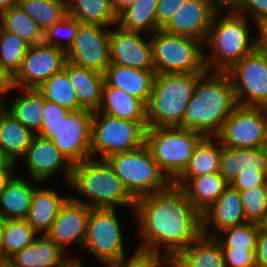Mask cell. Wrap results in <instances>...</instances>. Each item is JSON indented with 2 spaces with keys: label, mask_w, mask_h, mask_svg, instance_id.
I'll use <instances>...</instances> for the list:
<instances>
[{
  "label": "cell",
  "mask_w": 267,
  "mask_h": 267,
  "mask_svg": "<svg viewBox=\"0 0 267 267\" xmlns=\"http://www.w3.org/2000/svg\"><path fill=\"white\" fill-rule=\"evenodd\" d=\"M7 110L6 108V104L1 102L0 103V118H1V115Z\"/></svg>",
  "instance_id": "59"
},
{
  "label": "cell",
  "mask_w": 267,
  "mask_h": 267,
  "mask_svg": "<svg viewBox=\"0 0 267 267\" xmlns=\"http://www.w3.org/2000/svg\"><path fill=\"white\" fill-rule=\"evenodd\" d=\"M16 164L0 149V170H15Z\"/></svg>",
  "instance_id": "52"
},
{
  "label": "cell",
  "mask_w": 267,
  "mask_h": 267,
  "mask_svg": "<svg viewBox=\"0 0 267 267\" xmlns=\"http://www.w3.org/2000/svg\"><path fill=\"white\" fill-rule=\"evenodd\" d=\"M187 0H158L157 30L163 29Z\"/></svg>",
  "instance_id": "46"
},
{
  "label": "cell",
  "mask_w": 267,
  "mask_h": 267,
  "mask_svg": "<svg viewBox=\"0 0 267 267\" xmlns=\"http://www.w3.org/2000/svg\"><path fill=\"white\" fill-rule=\"evenodd\" d=\"M79 25L80 22L67 13L58 23L43 32V43L67 52L75 41ZM63 39H65V43L63 42Z\"/></svg>",
  "instance_id": "41"
},
{
  "label": "cell",
  "mask_w": 267,
  "mask_h": 267,
  "mask_svg": "<svg viewBox=\"0 0 267 267\" xmlns=\"http://www.w3.org/2000/svg\"><path fill=\"white\" fill-rule=\"evenodd\" d=\"M15 170H0V194L7 187L11 179L17 174Z\"/></svg>",
  "instance_id": "53"
},
{
  "label": "cell",
  "mask_w": 267,
  "mask_h": 267,
  "mask_svg": "<svg viewBox=\"0 0 267 267\" xmlns=\"http://www.w3.org/2000/svg\"><path fill=\"white\" fill-rule=\"evenodd\" d=\"M173 267H226L222 246L202 234L173 259Z\"/></svg>",
  "instance_id": "26"
},
{
  "label": "cell",
  "mask_w": 267,
  "mask_h": 267,
  "mask_svg": "<svg viewBox=\"0 0 267 267\" xmlns=\"http://www.w3.org/2000/svg\"><path fill=\"white\" fill-rule=\"evenodd\" d=\"M150 42L155 74L207 72L202 41L159 29Z\"/></svg>",
  "instance_id": "9"
},
{
  "label": "cell",
  "mask_w": 267,
  "mask_h": 267,
  "mask_svg": "<svg viewBox=\"0 0 267 267\" xmlns=\"http://www.w3.org/2000/svg\"><path fill=\"white\" fill-rule=\"evenodd\" d=\"M66 267H84V265L82 264L81 259L74 257L73 260Z\"/></svg>",
  "instance_id": "55"
},
{
  "label": "cell",
  "mask_w": 267,
  "mask_h": 267,
  "mask_svg": "<svg viewBox=\"0 0 267 267\" xmlns=\"http://www.w3.org/2000/svg\"><path fill=\"white\" fill-rule=\"evenodd\" d=\"M133 212L142 239L138 252L174 259L202 235V214L173 183L137 199Z\"/></svg>",
  "instance_id": "1"
},
{
  "label": "cell",
  "mask_w": 267,
  "mask_h": 267,
  "mask_svg": "<svg viewBox=\"0 0 267 267\" xmlns=\"http://www.w3.org/2000/svg\"><path fill=\"white\" fill-rule=\"evenodd\" d=\"M230 185L238 190H247L260 185H267V170H257V174H238Z\"/></svg>",
  "instance_id": "47"
},
{
  "label": "cell",
  "mask_w": 267,
  "mask_h": 267,
  "mask_svg": "<svg viewBox=\"0 0 267 267\" xmlns=\"http://www.w3.org/2000/svg\"><path fill=\"white\" fill-rule=\"evenodd\" d=\"M261 225L251 222L227 228L215 236L222 248L256 250L257 237ZM223 236V237H222ZM224 238V239H222Z\"/></svg>",
  "instance_id": "40"
},
{
  "label": "cell",
  "mask_w": 267,
  "mask_h": 267,
  "mask_svg": "<svg viewBox=\"0 0 267 267\" xmlns=\"http://www.w3.org/2000/svg\"><path fill=\"white\" fill-rule=\"evenodd\" d=\"M105 160L135 201L165 190L172 184L145 144L132 151L114 154Z\"/></svg>",
  "instance_id": "7"
},
{
  "label": "cell",
  "mask_w": 267,
  "mask_h": 267,
  "mask_svg": "<svg viewBox=\"0 0 267 267\" xmlns=\"http://www.w3.org/2000/svg\"><path fill=\"white\" fill-rule=\"evenodd\" d=\"M216 137L222 146L230 148H265L267 108L237 105Z\"/></svg>",
  "instance_id": "13"
},
{
  "label": "cell",
  "mask_w": 267,
  "mask_h": 267,
  "mask_svg": "<svg viewBox=\"0 0 267 267\" xmlns=\"http://www.w3.org/2000/svg\"><path fill=\"white\" fill-rule=\"evenodd\" d=\"M262 44L267 48V26L261 31Z\"/></svg>",
  "instance_id": "56"
},
{
  "label": "cell",
  "mask_w": 267,
  "mask_h": 267,
  "mask_svg": "<svg viewBox=\"0 0 267 267\" xmlns=\"http://www.w3.org/2000/svg\"><path fill=\"white\" fill-rule=\"evenodd\" d=\"M0 267H13L9 260H0Z\"/></svg>",
  "instance_id": "58"
},
{
  "label": "cell",
  "mask_w": 267,
  "mask_h": 267,
  "mask_svg": "<svg viewBox=\"0 0 267 267\" xmlns=\"http://www.w3.org/2000/svg\"><path fill=\"white\" fill-rule=\"evenodd\" d=\"M18 0H0V14L11 7L17 6Z\"/></svg>",
  "instance_id": "54"
},
{
  "label": "cell",
  "mask_w": 267,
  "mask_h": 267,
  "mask_svg": "<svg viewBox=\"0 0 267 267\" xmlns=\"http://www.w3.org/2000/svg\"><path fill=\"white\" fill-rule=\"evenodd\" d=\"M147 123L120 119L99 111L93 112L91 158H106L132 151L145 144ZM96 155V156H95Z\"/></svg>",
  "instance_id": "10"
},
{
  "label": "cell",
  "mask_w": 267,
  "mask_h": 267,
  "mask_svg": "<svg viewBox=\"0 0 267 267\" xmlns=\"http://www.w3.org/2000/svg\"><path fill=\"white\" fill-rule=\"evenodd\" d=\"M239 191L246 221L261 224L267 214V185Z\"/></svg>",
  "instance_id": "42"
},
{
  "label": "cell",
  "mask_w": 267,
  "mask_h": 267,
  "mask_svg": "<svg viewBox=\"0 0 267 267\" xmlns=\"http://www.w3.org/2000/svg\"><path fill=\"white\" fill-rule=\"evenodd\" d=\"M2 239H3L2 220L0 219V260H2Z\"/></svg>",
  "instance_id": "57"
},
{
  "label": "cell",
  "mask_w": 267,
  "mask_h": 267,
  "mask_svg": "<svg viewBox=\"0 0 267 267\" xmlns=\"http://www.w3.org/2000/svg\"><path fill=\"white\" fill-rule=\"evenodd\" d=\"M226 73L237 105L267 108V48L262 43Z\"/></svg>",
  "instance_id": "12"
},
{
  "label": "cell",
  "mask_w": 267,
  "mask_h": 267,
  "mask_svg": "<svg viewBox=\"0 0 267 267\" xmlns=\"http://www.w3.org/2000/svg\"><path fill=\"white\" fill-rule=\"evenodd\" d=\"M22 91L21 96L12 100L11 106L6 105L7 111L22 125L38 134L43 122L46 98L38 88H13Z\"/></svg>",
  "instance_id": "30"
},
{
  "label": "cell",
  "mask_w": 267,
  "mask_h": 267,
  "mask_svg": "<svg viewBox=\"0 0 267 267\" xmlns=\"http://www.w3.org/2000/svg\"><path fill=\"white\" fill-rule=\"evenodd\" d=\"M235 13L253 20L260 34L267 26V0H243L240 8Z\"/></svg>",
  "instance_id": "44"
},
{
  "label": "cell",
  "mask_w": 267,
  "mask_h": 267,
  "mask_svg": "<svg viewBox=\"0 0 267 267\" xmlns=\"http://www.w3.org/2000/svg\"><path fill=\"white\" fill-rule=\"evenodd\" d=\"M69 185L87 201L71 198L90 208H116L118 205L134 210L135 200L106 160L88 158L74 164Z\"/></svg>",
  "instance_id": "5"
},
{
  "label": "cell",
  "mask_w": 267,
  "mask_h": 267,
  "mask_svg": "<svg viewBox=\"0 0 267 267\" xmlns=\"http://www.w3.org/2000/svg\"><path fill=\"white\" fill-rule=\"evenodd\" d=\"M93 112L71 111L48 100L38 135L48 138L72 164L91 158Z\"/></svg>",
  "instance_id": "4"
},
{
  "label": "cell",
  "mask_w": 267,
  "mask_h": 267,
  "mask_svg": "<svg viewBox=\"0 0 267 267\" xmlns=\"http://www.w3.org/2000/svg\"><path fill=\"white\" fill-rule=\"evenodd\" d=\"M63 70L76 91L81 109L96 112L102 104L104 74L65 61Z\"/></svg>",
  "instance_id": "21"
},
{
  "label": "cell",
  "mask_w": 267,
  "mask_h": 267,
  "mask_svg": "<svg viewBox=\"0 0 267 267\" xmlns=\"http://www.w3.org/2000/svg\"><path fill=\"white\" fill-rule=\"evenodd\" d=\"M266 162H267V145L265 146Z\"/></svg>",
  "instance_id": "61"
},
{
  "label": "cell",
  "mask_w": 267,
  "mask_h": 267,
  "mask_svg": "<svg viewBox=\"0 0 267 267\" xmlns=\"http://www.w3.org/2000/svg\"><path fill=\"white\" fill-rule=\"evenodd\" d=\"M12 87V77L0 66V103L4 102L1 98L5 93L13 90Z\"/></svg>",
  "instance_id": "50"
},
{
  "label": "cell",
  "mask_w": 267,
  "mask_h": 267,
  "mask_svg": "<svg viewBox=\"0 0 267 267\" xmlns=\"http://www.w3.org/2000/svg\"><path fill=\"white\" fill-rule=\"evenodd\" d=\"M67 13L83 24L105 28L117 24L111 0H67Z\"/></svg>",
  "instance_id": "33"
},
{
  "label": "cell",
  "mask_w": 267,
  "mask_h": 267,
  "mask_svg": "<svg viewBox=\"0 0 267 267\" xmlns=\"http://www.w3.org/2000/svg\"><path fill=\"white\" fill-rule=\"evenodd\" d=\"M35 133L22 125L7 110L0 118V149L4 151L11 160L23 159L29 148Z\"/></svg>",
  "instance_id": "31"
},
{
  "label": "cell",
  "mask_w": 267,
  "mask_h": 267,
  "mask_svg": "<svg viewBox=\"0 0 267 267\" xmlns=\"http://www.w3.org/2000/svg\"><path fill=\"white\" fill-rule=\"evenodd\" d=\"M23 158L34 183L42 184L64 168L65 181L69 184L73 165L50 139L35 134Z\"/></svg>",
  "instance_id": "17"
},
{
  "label": "cell",
  "mask_w": 267,
  "mask_h": 267,
  "mask_svg": "<svg viewBox=\"0 0 267 267\" xmlns=\"http://www.w3.org/2000/svg\"><path fill=\"white\" fill-rule=\"evenodd\" d=\"M116 208H91L83 248L109 267L126 259Z\"/></svg>",
  "instance_id": "11"
},
{
  "label": "cell",
  "mask_w": 267,
  "mask_h": 267,
  "mask_svg": "<svg viewBox=\"0 0 267 267\" xmlns=\"http://www.w3.org/2000/svg\"><path fill=\"white\" fill-rule=\"evenodd\" d=\"M210 75V76H209ZM237 106L233 84L226 72H206L196 83L183 115V128L216 137Z\"/></svg>",
  "instance_id": "2"
},
{
  "label": "cell",
  "mask_w": 267,
  "mask_h": 267,
  "mask_svg": "<svg viewBox=\"0 0 267 267\" xmlns=\"http://www.w3.org/2000/svg\"><path fill=\"white\" fill-rule=\"evenodd\" d=\"M257 170H267L265 148L222 146L219 172L229 184L238 174H257Z\"/></svg>",
  "instance_id": "25"
},
{
  "label": "cell",
  "mask_w": 267,
  "mask_h": 267,
  "mask_svg": "<svg viewBox=\"0 0 267 267\" xmlns=\"http://www.w3.org/2000/svg\"><path fill=\"white\" fill-rule=\"evenodd\" d=\"M0 25L30 46L43 43V31L18 5L0 14Z\"/></svg>",
  "instance_id": "38"
},
{
  "label": "cell",
  "mask_w": 267,
  "mask_h": 267,
  "mask_svg": "<svg viewBox=\"0 0 267 267\" xmlns=\"http://www.w3.org/2000/svg\"><path fill=\"white\" fill-rule=\"evenodd\" d=\"M66 52L45 43L29 46L20 70L12 78L13 88H37L63 69Z\"/></svg>",
  "instance_id": "15"
},
{
  "label": "cell",
  "mask_w": 267,
  "mask_h": 267,
  "mask_svg": "<svg viewBox=\"0 0 267 267\" xmlns=\"http://www.w3.org/2000/svg\"><path fill=\"white\" fill-rule=\"evenodd\" d=\"M173 267V259L155 254L138 252L136 249L133 255L128 259H123L119 263L109 267Z\"/></svg>",
  "instance_id": "43"
},
{
  "label": "cell",
  "mask_w": 267,
  "mask_h": 267,
  "mask_svg": "<svg viewBox=\"0 0 267 267\" xmlns=\"http://www.w3.org/2000/svg\"><path fill=\"white\" fill-rule=\"evenodd\" d=\"M154 70H141L110 63L104 73L105 84L149 102L154 80Z\"/></svg>",
  "instance_id": "23"
},
{
  "label": "cell",
  "mask_w": 267,
  "mask_h": 267,
  "mask_svg": "<svg viewBox=\"0 0 267 267\" xmlns=\"http://www.w3.org/2000/svg\"><path fill=\"white\" fill-rule=\"evenodd\" d=\"M250 21L235 12H226L224 16L223 13H215L204 43L212 51L211 55L204 53L207 71L212 68V72H227L261 44V34L251 38Z\"/></svg>",
  "instance_id": "3"
},
{
  "label": "cell",
  "mask_w": 267,
  "mask_h": 267,
  "mask_svg": "<svg viewBox=\"0 0 267 267\" xmlns=\"http://www.w3.org/2000/svg\"><path fill=\"white\" fill-rule=\"evenodd\" d=\"M91 208L68 197L58 210L47 236L65 253L67 246L78 243L83 247Z\"/></svg>",
  "instance_id": "18"
},
{
  "label": "cell",
  "mask_w": 267,
  "mask_h": 267,
  "mask_svg": "<svg viewBox=\"0 0 267 267\" xmlns=\"http://www.w3.org/2000/svg\"><path fill=\"white\" fill-rule=\"evenodd\" d=\"M243 0H211L212 6L215 12L222 13L224 10L225 12H236Z\"/></svg>",
  "instance_id": "49"
},
{
  "label": "cell",
  "mask_w": 267,
  "mask_h": 267,
  "mask_svg": "<svg viewBox=\"0 0 267 267\" xmlns=\"http://www.w3.org/2000/svg\"><path fill=\"white\" fill-rule=\"evenodd\" d=\"M2 260H9L39 235L26 219L2 220Z\"/></svg>",
  "instance_id": "35"
},
{
  "label": "cell",
  "mask_w": 267,
  "mask_h": 267,
  "mask_svg": "<svg viewBox=\"0 0 267 267\" xmlns=\"http://www.w3.org/2000/svg\"><path fill=\"white\" fill-rule=\"evenodd\" d=\"M109 36V28L80 23L75 41L66 52V60L104 74L110 65Z\"/></svg>",
  "instance_id": "14"
},
{
  "label": "cell",
  "mask_w": 267,
  "mask_h": 267,
  "mask_svg": "<svg viewBox=\"0 0 267 267\" xmlns=\"http://www.w3.org/2000/svg\"><path fill=\"white\" fill-rule=\"evenodd\" d=\"M221 152L222 145L217 137H203L179 177H198L219 172Z\"/></svg>",
  "instance_id": "32"
},
{
  "label": "cell",
  "mask_w": 267,
  "mask_h": 267,
  "mask_svg": "<svg viewBox=\"0 0 267 267\" xmlns=\"http://www.w3.org/2000/svg\"><path fill=\"white\" fill-rule=\"evenodd\" d=\"M173 184L185 191L189 201L201 214L220 197L229 185L220 172L198 177H178Z\"/></svg>",
  "instance_id": "24"
},
{
  "label": "cell",
  "mask_w": 267,
  "mask_h": 267,
  "mask_svg": "<svg viewBox=\"0 0 267 267\" xmlns=\"http://www.w3.org/2000/svg\"><path fill=\"white\" fill-rule=\"evenodd\" d=\"M260 225H261L262 229L267 231V214H266V217H265L264 221Z\"/></svg>",
  "instance_id": "60"
},
{
  "label": "cell",
  "mask_w": 267,
  "mask_h": 267,
  "mask_svg": "<svg viewBox=\"0 0 267 267\" xmlns=\"http://www.w3.org/2000/svg\"><path fill=\"white\" fill-rule=\"evenodd\" d=\"M101 113L120 119L147 123V105L139 98L116 87L103 86Z\"/></svg>",
  "instance_id": "27"
},
{
  "label": "cell",
  "mask_w": 267,
  "mask_h": 267,
  "mask_svg": "<svg viewBox=\"0 0 267 267\" xmlns=\"http://www.w3.org/2000/svg\"><path fill=\"white\" fill-rule=\"evenodd\" d=\"M157 5L158 0H137L117 16V25L151 35L157 31Z\"/></svg>",
  "instance_id": "34"
},
{
  "label": "cell",
  "mask_w": 267,
  "mask_h": 267,
  "mask_svg": "<svg viewBox=\"0 0 267 267\" xmlns=\"http://www.w3.org/2000/svg\"><path fill=\"white\" fill-rule=\"evenodd\" d=\"M203 137L199 132L182 127H152L146 129L145 145L173 183L185 171Z\"/></svg>",
  "instance_id": "8"
},
{
  "label": "cell",
  "mask_w": 267,
  "mask_h": 267,
  "mask_svg": "<svg viewBox=\"0 0 267 267\" xmlns=\"http://www.w3.org/2000/svg\"><path fill=\"white\" fill-rule=\"evenodd\" d=\"M56 191L48 187H35L32 193L30 212L26 220L39 234H46L51 229L59 208L68 198Z\"/></svg>",
  "instance_id": "28"
},
{
  "label": "cell",
  "mask_w": 267,
  "mask_h": 267,
  "mask_svg": "<svg viewBox=\"0 0 267 267\" xmlns=\"http://www.w3.org/2000/svg\"><path fill=\"white\" fill-rule=\"evenodd\" d=\"M73 257L55 244L47 234H40L31 245L9 259L13 267H66Z\"/></svg>",
  "instance_id": "22"
},
{
  "label": "cell",
  "mask_w": 267,
  "mask_h": 267,
  "mask_svg": "<svg viewBox=\"0 0 267 267\" xmlns=\"http://www.w3.org/2000/svg\"><path fill=\"white\" fill-rule=\"evenodd\" d=\"M29 44L0 25V66L13 78L20 70Z\"/></svg>",
  "instance_id": "39"
},
{
  "label": "cell",
  "mask_w": 267,
  "mask_h": 267,
  "mask_svg": "<svg viewBox=\"0 0 267 267\" xmlns=\"http://www.w3.org/2000/svg\"><path fill=\"white\" fill-rule=\"evenodd\" d=\"M240 191L230 184L220 197L202 213V234L218 236V232L246 223ZM216 233H208L210 228Z\"/></svg>",
  "instance_id": "20"
},
{
  "label": "cell",
  "mask_w": 267,
  "mask_h": 267,
  "mask_svg": "<svg viewBox=\"0 0 267 267\" xmlns=\"http://www.w3.org/2000/svg\"><path fill=\"white\" fill-rule=\"evenodd\" d=\"M137 0H111L113 10L118 16L122 11L134 4Z\"/></svg>",
  "instance_id": "51"
},
{
  "label": "cell",
  "mask_w": 267,
  "mask_h": 267,
  "mask_svg": "<svg viewBox=\"0 0 267 267\" xmlns=\"http://www.w3.org/2000/svg\"><path fill=\"white\" fill-rule=\"evenodd\" d=\"M18 6L43 32L67 14V0H18Z\"/></svg>",
  "instance_id": "36"
},
{
  "label": "cell",
  "mask_w": 267,
  "mask_h": 267,
  "mask_svg": "<svg viewBox=\"0 0 267 267\" xmlns=\"http://www.w3.org/2000/svg\"><path fill=\"white\" fill-rule=\"evenodd\" d=\"M205 73L155 74L147 104V125L182 127L183 115L191 100L197 81Z\"/></svg>",
  "instance_id": "6"
},
{
  "label": "cell",
  "mask_w": 267,
  "mask_h": 267,
  "mask_svg": "<svg viewBox=\"0 0 267 267\" xmlns=\"http://www.w3.org/2000/svg\"><path fill=\"white\" fill-rule=\"evenodd\" d=\"M110 29V63L141 70H154L152 46L142 32L125 30L118 25ZM144 38V39H143Z\"/></svg>",
  "instance_id": "16"
},
{
  "label": "cell",
  "mask_w": 267,
  "mask_h": 267,
  "mask_svg": "<svg viewBox=\"0 0 267 267\" xmlns=\"http://www.w3.org/2000/svg\"><path fill=\"white\" fill-rule=\"evenodd\" d=\"M37 88L46 100L71 111L81 110L76 91L63 69L52 75Z\"/></svg>",
  "instance_id": "37"
},
{
  "label": "cell",
  "mask_w": 267,
  "mask_h": 267,
  "mask_svg": "<svg viewBox=\"0 0 267 267\" xmlns=\"http://www.w3.org/2000/svg\"><path fill=\"white\" fill-rule=\"evenodd\" d=\"M215 13L211 0H187L163 30L205 43Z\"/></svg>",
  "instance_id": "19"
},
{
  "label": "cell",
  "mask_w": 267,
  "mask_h": 267,
  "mask_svg": "<svg viewBox=\"0 0 267 267\" xmlns=\"http://www.w3.org/2000/svg\"><path fill=\"white\" fill-rule=\"evenodd\" d=\"M23 177L14 176L0 194V219H27L36 187Z\"/></svg>",
  "instance_id": "29"
},
{
  "label": "cell",
  "mask_w": 267,
  "mask_h": 267,
  "mask_svg": "<svg viewBox=\"0 0 267 267\" xmlns=\"http://www.w3.org/2000/svg\"><path fill=\"white\" fill-rule=\"evenodd\" d=\"M256 267H267V231L260 227L256 245Z\"/></svg>",
  "instance_id": "48"
},
{
  "label": "cell",
  "mask_w": 267,
  "mask_h": 267,
  "mask_svg": "<svg viewBox=\"0 0 267 267\" xmlns=\"http://www.w3.org/2000/svg\"><path fill=\"white\" fill-rule=\"evenodd\" d=\"M226 267H256V250L222 248Z\"/></svg>",
  "instance_id": "45"
}]
</instances>
